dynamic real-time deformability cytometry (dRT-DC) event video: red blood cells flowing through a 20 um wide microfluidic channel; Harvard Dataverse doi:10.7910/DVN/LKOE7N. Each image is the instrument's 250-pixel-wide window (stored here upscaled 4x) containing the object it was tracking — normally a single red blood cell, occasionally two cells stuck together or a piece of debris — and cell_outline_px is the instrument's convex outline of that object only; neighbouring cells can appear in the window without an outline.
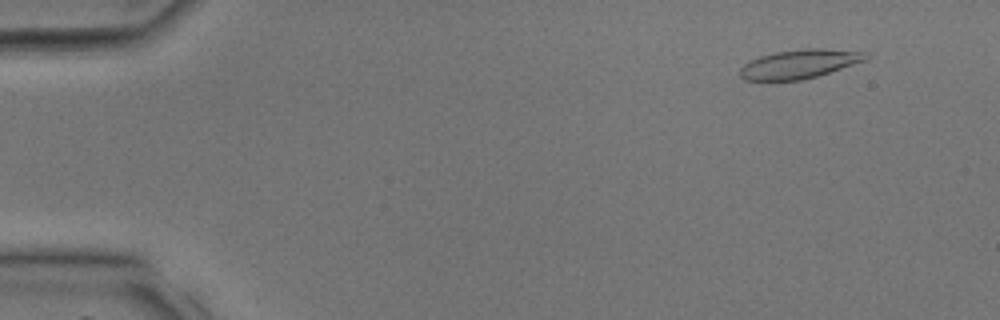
{"species": "common noctule bat (a hibernating species)", "species_latin": "Nyctalus noctula", "temperature_condition": "room temperature", "stored_images_in_passage": 39, "camera_frame_rate_fps": 3000, "um_per_image_px": 0.085, "animal": {"sex": "male", "body_mass_g": 17.9, "forearm_length_mm": 54.2}, "frame": {"image": 1, "passage_image": 4, "time_ms": 1.0, "image_size_px": [1000, 320], "cell_outline_px": [[868, 60], [816, 76], [800, 80], [744, 80], [740, 76], [740, 68], [744, 64], [760, 56], [776, 52], [804, 48], [824, 48], [868, 52]], "centroid_in_image_um": [67.99, 5.42], "position_along_channel_um": 17.0, "area_um2": 21.15}}
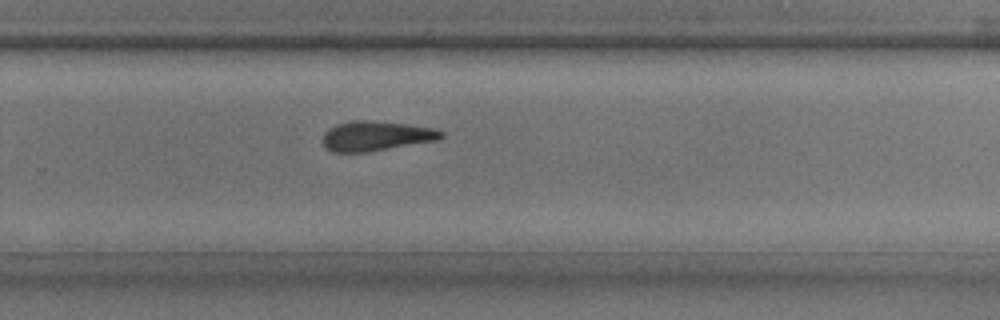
{"frame": {"image": 2, "passage_image": 26, "time_ms": 8.333, "image_size_px": [1000, 320], "cell_outline_px": [[444, 136], [440, 140], [364, 152], [332, 152], [324, 148], [324, 132], [328, 128], [336, 124], [352, 120], [364, 120], [404, 124], [432, 128], [444, 132]], "centroid_in_image_um": [31.94, 11.56], "position_along_channel_um": 297.9, "area_um2": 20.4}}
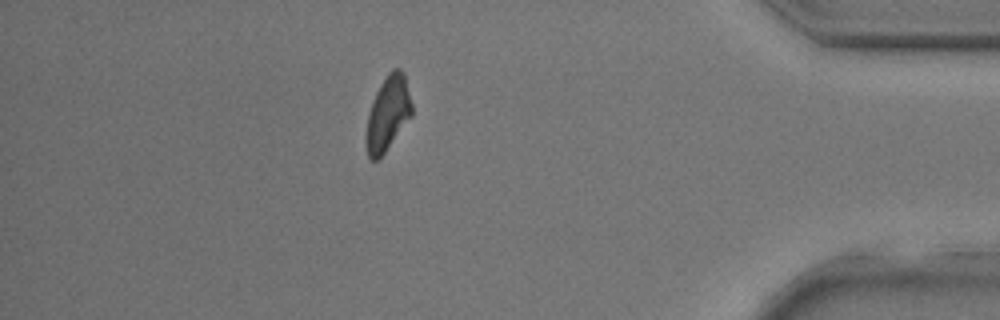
{"frame": {"image": 3, "passage_image": 34, "time_ms": 11.0, "image_size_px": [1000, 320], "cell_outline_px": [[412, 116], [384, 152], [376, 160], [372, 160], [368, 156], [364, 144], [364, 140], [368, 116], [376, 92], [380, 84], [388, 72], [392, 68], [400, 68], [404, 72], [412, 104]], "centroid_in_image_um": [32.96, 9.63], "position_along_channel_um": 402.2, "area_um2": 19.83}}